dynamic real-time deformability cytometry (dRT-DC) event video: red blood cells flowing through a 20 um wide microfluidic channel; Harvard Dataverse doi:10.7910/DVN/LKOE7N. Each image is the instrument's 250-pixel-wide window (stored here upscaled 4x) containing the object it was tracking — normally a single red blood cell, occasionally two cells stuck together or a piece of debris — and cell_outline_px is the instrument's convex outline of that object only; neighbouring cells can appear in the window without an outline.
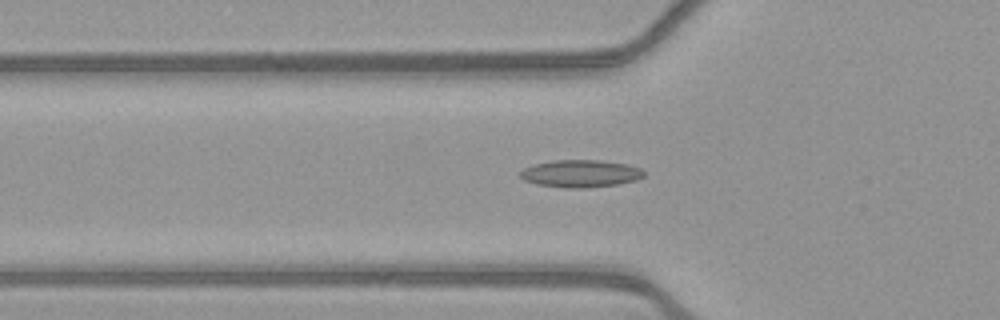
{"species": "common noctule bat (a hibernating species)", "species_latin": "Nyctalus noctula", "temperature_condition": "warm", "stored_images_in_passage": 51, "camera_frame_rate_fps": 3000, "um_per_image_px": 0.085, "animal": {"sex": "female", "body_mass_g": 21.9}, "frame": {"image": 1, "passage_image": 17, "time_ms": 5.333, "image_size_px": [1000, 320], "cell_outline_px": [[644, 176], [636, 180], [616, 184], [584, 188], [568, 188], [536, 184], [524, 180], [516, 176], [516, 172], [524, 168], [536, 164], [552, 160], [600, 160], [628, 164], [640, 168], [644, 172]], "centroid_in_image_um": [49.29, 14.75], "position_along_channel_um": 76.5, "area_um2": 19.88}}
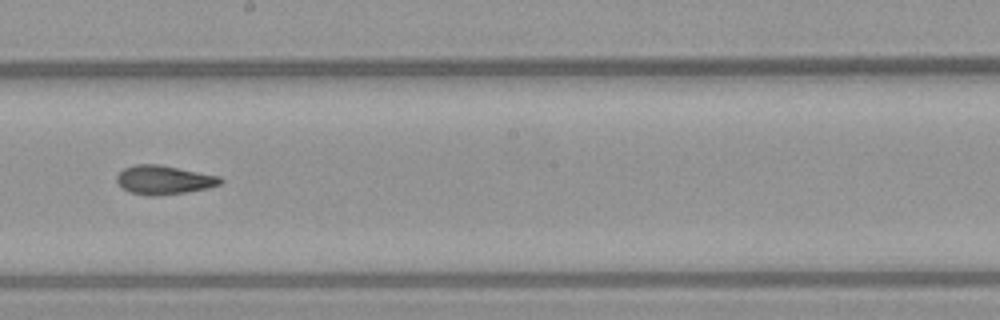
{"frame": {"image": 2, "passage_image": 29, "time_ms": 9.333, "image_size_px": [1000, 320], "cell_outline_px": [[224, 180], [220, 184], [208, 188], [160, 196], [148, 196], [128, 192], [116, 180], [116, 176], [124, 168], [136, 164], [160, 164], [220, 176]], "centroid_in_image_um": [13.94, 15.29], "position_along_channel_um": 234.3, "area_um2": 17.51}}
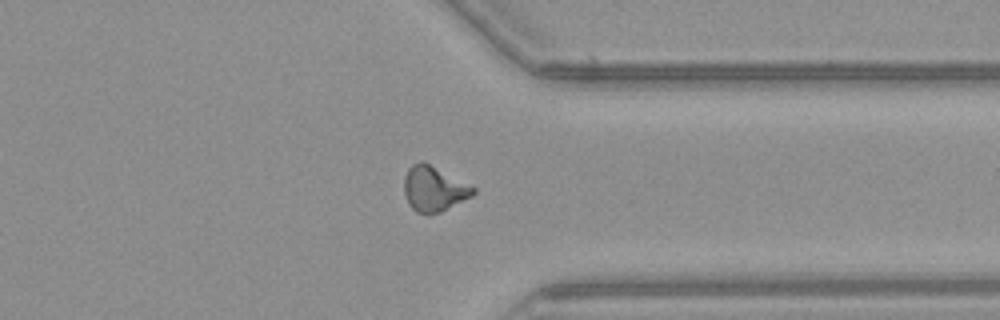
{"frame": {"image": 3, "passage_image": 40, "time_ms": 13.0, "image_size_px": [1000, 320], "cell_outline_px": [[476, 192], [472, 196], [440, 212], [416, 212], [408, 204], [404, 192], [404, 176], [408, 168], [412, 164], [420, 160], [424, 160], [476, 188]], "centroid_in_image_um": [36.86, 16.0], "position_along_channel_um": 374.5, "area_um2": 18.15}}